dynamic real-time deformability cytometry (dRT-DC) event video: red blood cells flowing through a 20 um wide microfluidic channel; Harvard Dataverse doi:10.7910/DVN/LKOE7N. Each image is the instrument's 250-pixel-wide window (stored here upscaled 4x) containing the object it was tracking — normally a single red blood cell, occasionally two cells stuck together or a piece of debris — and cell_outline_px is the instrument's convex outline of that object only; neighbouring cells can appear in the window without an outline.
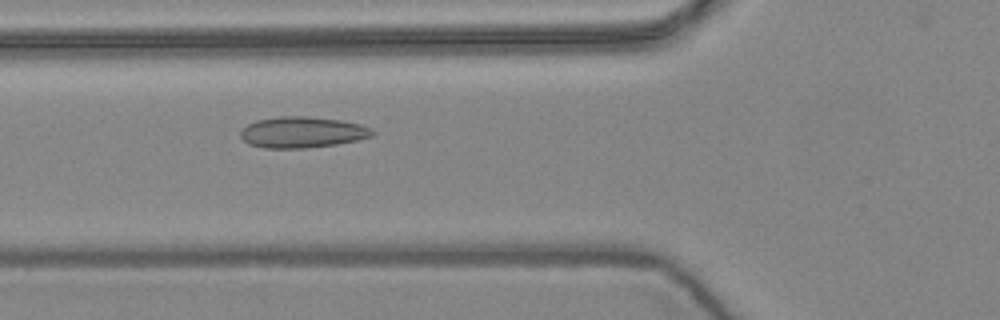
{"species": "common noctule bat (a hibernating species)", "species_latin": "Nyctalus noctula", "temperature_condition": "warm", "stored_images_in_passage": 5, "camera_frame_rate_fps": 3000, "um_per_image_px": 0.085, "animal": {"sex": "female", "body_mass_g": 24.6, "forearm_length_mm": 56.2}, "frame": {"image": 1, "passage_image": 5, "time_ms": 1.333, "image_size_px": [1000, 320], "cell_outline_px": [[376, 132], [372, 136], [356, 140], [336, 144], [304, 148], [264, 148], [248, 144], [240, 136], [240, 132], [248, 124], [256, 120], [280, 116], [308, 116], [340, 120], [360, 124], [372, 128]], "centroid_in_image_um": [25.69, 11.24], "position_along_channel_um": 100.1, "area_um2": 23.87}}